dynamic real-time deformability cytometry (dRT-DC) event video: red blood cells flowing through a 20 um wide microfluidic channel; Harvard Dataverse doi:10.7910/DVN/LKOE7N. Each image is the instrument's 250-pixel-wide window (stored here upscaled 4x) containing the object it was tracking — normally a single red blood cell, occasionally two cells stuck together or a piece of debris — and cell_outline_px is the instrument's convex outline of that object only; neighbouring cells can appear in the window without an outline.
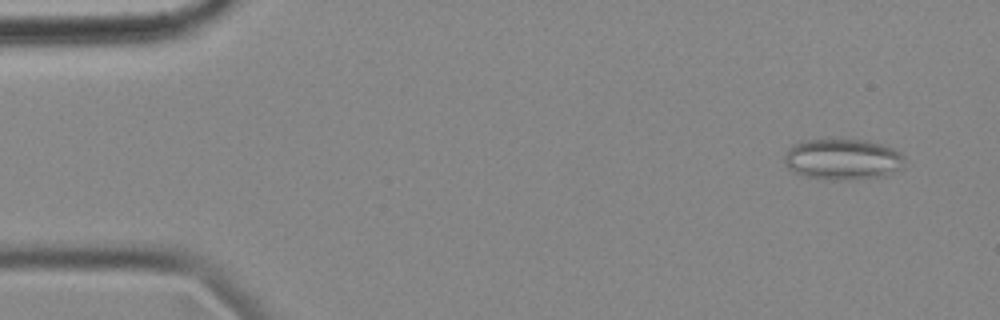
{"species": "common noctule bat (a hibernating species)", "species_latin": "Nyctalus noctula", "temperature_condition": "cold", "stored_images_in_passage": 56, "camera_frame_rate_fps": 3000, "um_per_image_px": 0.085, "animal": {"sex": "female", "body_mass_g": 18.4}, "frame": {"image": 1, "passage_image": 4, "time_ms": 1.0, "image_size_px": [1000, 320], "cell_outline_px": [[904, 168], [884, 176], [856, 180], [820, 180], [804, 176], [788, 168], [784, 160], [784, 156], [792, 144], [800, 140], [868, 140], [892, 148], [900, 152], [904, 156]], "centroid_in_image_um": [71.64, 13.56], "position_along_channel_um": 13.4, "area_um2": 29.13}}
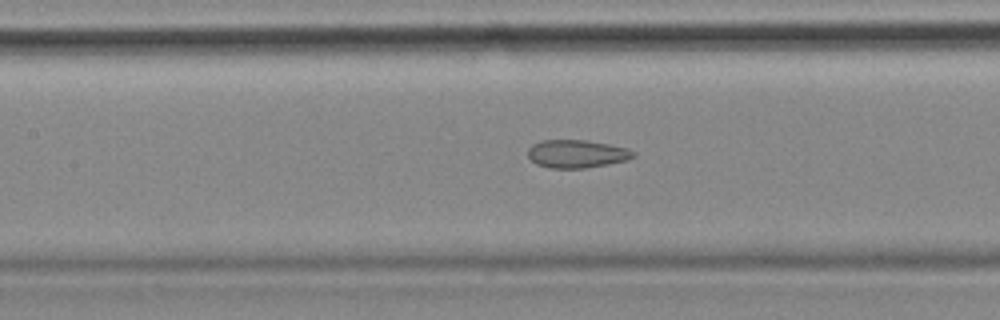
{"frame": {"image": 2, "passage_image": 25, "time_ms": 8.0, "image_size_px": [1000, 320], "cell_outline_px": [[636, 156], [628, 160], [608, 164], [584, 168], [548, 168], [536, 164], [528, 156], [528, 148], [532, 144], [540, 140], [584, 140], [608, 144], [628, 148], [636, 152]], "centroid_in_image_um": [49.03, 13.07], "position_along_channel_um": 158.4, "area_um2": 17.34}}
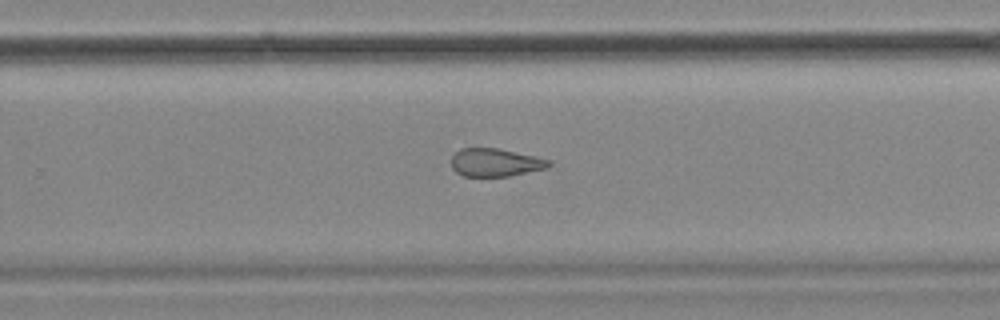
{"frame": {"image": 3, "passage_image": 36, "time_ms": 11.667, "image_size_px": [1000, 320], "cell_outline_px": [[552, 164], [548, 168], [508, 176], [464, 176], [456, 172], [452, 168], [452, 156], [460, 148], [500, 148], [552, 160]], "centroid_in_image_um": [42.13, 13.8], "position_along_channel_um": 287.7, "area_um2": 16.01}, "authors_computed_cell_mechanics": {"area_um2": 19.0451, "velocity_mm_per_s": 3.5484, "shape_relaxation_time_tau1_ms": null, "shape_relaxation_time_tau2_ms": 2.5016, "deformation_change_tau1": null, "deformation_change_tau2": 0.1009}}